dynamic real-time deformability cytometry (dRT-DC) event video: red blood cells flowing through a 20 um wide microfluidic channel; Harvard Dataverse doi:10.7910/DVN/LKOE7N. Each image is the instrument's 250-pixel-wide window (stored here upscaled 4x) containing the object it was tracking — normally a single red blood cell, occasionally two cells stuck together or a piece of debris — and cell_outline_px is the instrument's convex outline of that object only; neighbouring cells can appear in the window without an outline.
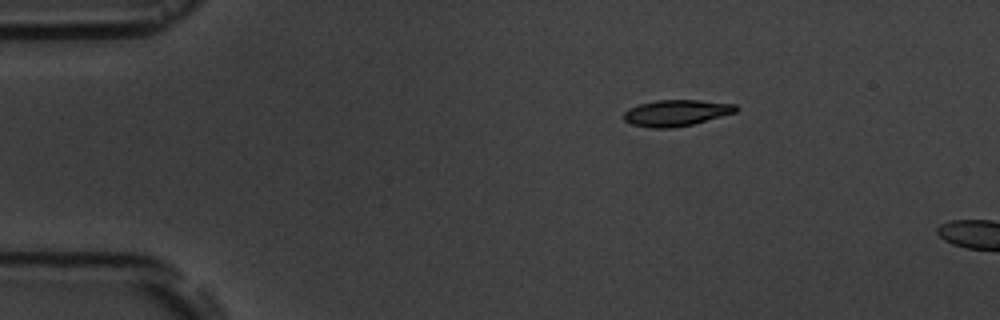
{"species": "common noctule bat (a hibernating species)", "species_latin": "Nyctalus noctula", "temperature_condition": "room temperature", "stored_images_in_passage": 3, "camera_frame_rate_fps": 3000, "um_per_image_px": 0.085, "animal": {"sex": "male", "body_mass_g": 19.5, "forearm_length_mm": 54.6}, "frame": {"image": 1, "passage_image": 1, "time_ms": 0.0, "image_size_px": [1000, 320], "cell_outline_px": [[740, 108], [736, 112], [692, 124], [672, 128], [652, 128], [632, 124], [624, 120], [620, 116], [628, 108], [640, 104], [656, 100], [700, 100], [736, 104]], "centroid_in_image_um": [57.46, 9.59], "position_along_channel_um": 27.5, "area_um2": 17.22}}